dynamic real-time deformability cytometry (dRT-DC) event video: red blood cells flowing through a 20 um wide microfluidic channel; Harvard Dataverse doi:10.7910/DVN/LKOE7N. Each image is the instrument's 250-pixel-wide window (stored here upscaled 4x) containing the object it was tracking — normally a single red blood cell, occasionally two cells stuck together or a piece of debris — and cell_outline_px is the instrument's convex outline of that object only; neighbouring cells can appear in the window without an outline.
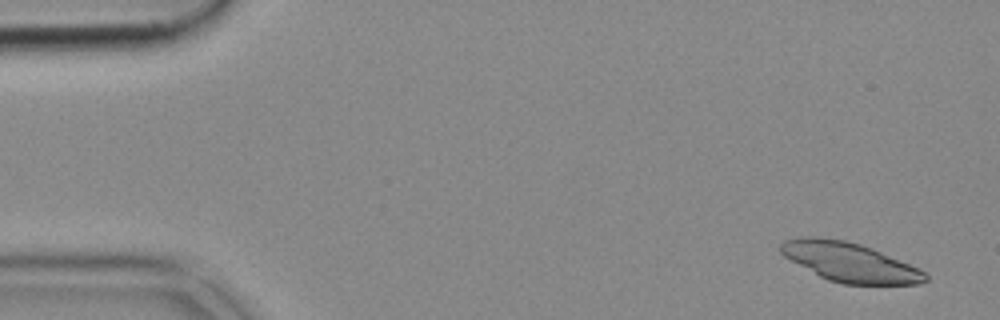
{"species": "common noctule bat (a hibernating species)", "species_latin": "Nyctalus noctula", "temperature_condition": "cold", "stored_images_in_passage": 23, "camera_frame_rate_fps": 3000, "um_per_image_px": 0.085, "animal": {"sex": "female", "body_mass_g": 18.4}, "frame": {"image": 1, "passage_image": 3, "time_ms": 0.667, "image_size_px": [1000, 320], "cell_outline_px": [[928, 280], [920, 284], [844, 284], [828, 280], [820, 276], [784, 256], [780, 252], [780, 244], [784, 240], [808, 236], [812, 236], [844, 240], [860, 244], [872, 248], [908, 264], [924, 272], [928, 276]], "centroid_in_image_um": [72.21, 22.28], "position_along_channel_um": 12.8, "area_um2": 32.54}}